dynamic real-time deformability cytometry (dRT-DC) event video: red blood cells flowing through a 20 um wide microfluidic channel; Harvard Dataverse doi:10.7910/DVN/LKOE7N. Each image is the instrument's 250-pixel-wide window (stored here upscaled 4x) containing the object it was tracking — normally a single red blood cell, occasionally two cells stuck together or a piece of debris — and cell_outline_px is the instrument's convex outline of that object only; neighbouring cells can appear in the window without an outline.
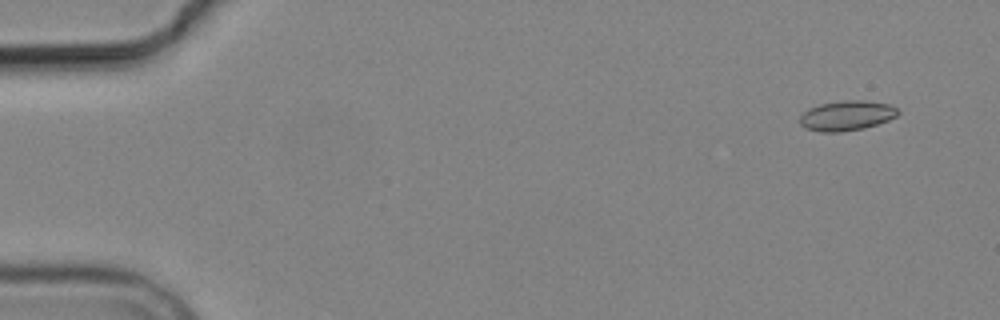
{"species": "common noctule bat (a hibernating species)", "species_latin": "Nyctalus noctula", "temperature_condition": "cold", "stored_images_in_passage": 6, "camera_frame_rate_fps": 3000, "um_per_image_px": 0.085, "animal": {"sex": "male", "body_mass_g": 19.2, "forearm_length_mm": 51.8}, "frame": {"image": 1, "passage_image": 1, "time_ms": 0.0, "image_size_px": [1000, 320], "cell_outline_px": [[900, 112], [896, 116], [888, 120], [864, 128], [840, 132], [820, 132], [808, 128], [800, 124], [800, 116], [808, 108], [820, 104], [844, 100], [864, 100], [888, 104], [896, 108]], "centroid_in_image_um": [71.96, 9.82], "position_along_channel_um": 13.0, "area_um2": 16.99}}
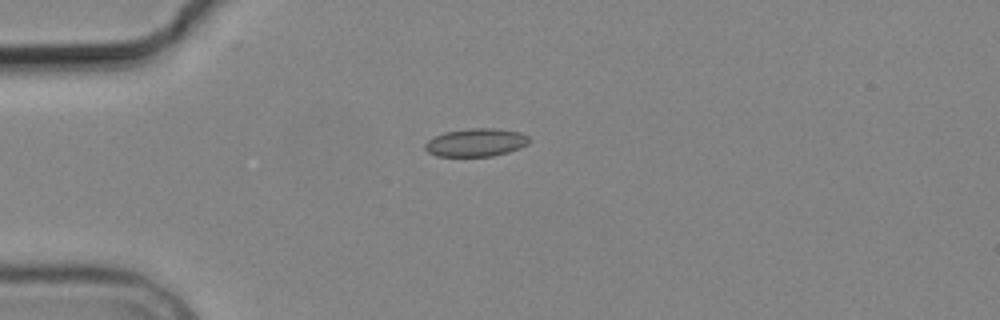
{"frame": {"image": 2, "passage_image": 4, "time_ms": 3.667, "image_size_px": [1000, 320], "cell_outline_px": [[528, 144], [520, 148], [508, 152], [492, 156], [436, 156], [428, 152], [424, 148], [424, 144], [428, 140], [444, 132], [468, 128], [496, 128], [520, 132], [528, 136]], "centroid_in_image_um": [40.45, 12.11], "position_along_channel_um": 44.6, "area_um2": 17.05}}
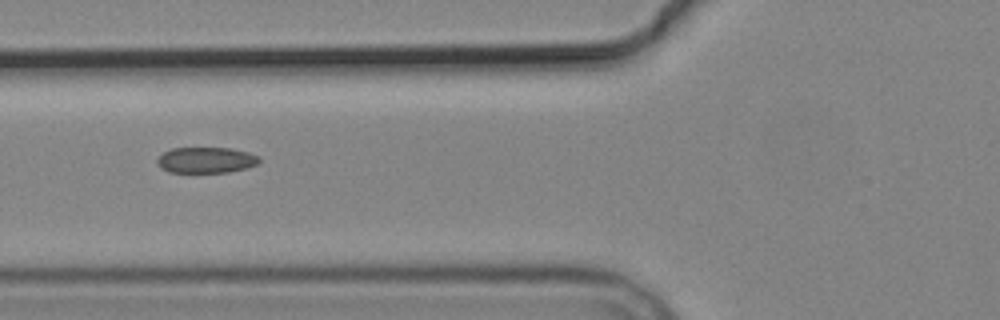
{"frame": {"image": 3, "passage_image": 6, "time_ms": 6.0, "image_size_px": [1000, 320], "cell_outline_px": [[260, 160], [256, 164], [248, 168], [228, 172], [168, 172], [160, 168], [156, 164], [156, 160], [164, 152], [172, 148], [232, 148], [248, 152], [260, 156]], "centroid_in_image_um": [17.51, 13.61], "position_along_channel_um": 108.3, "area_um2": 15.49}}